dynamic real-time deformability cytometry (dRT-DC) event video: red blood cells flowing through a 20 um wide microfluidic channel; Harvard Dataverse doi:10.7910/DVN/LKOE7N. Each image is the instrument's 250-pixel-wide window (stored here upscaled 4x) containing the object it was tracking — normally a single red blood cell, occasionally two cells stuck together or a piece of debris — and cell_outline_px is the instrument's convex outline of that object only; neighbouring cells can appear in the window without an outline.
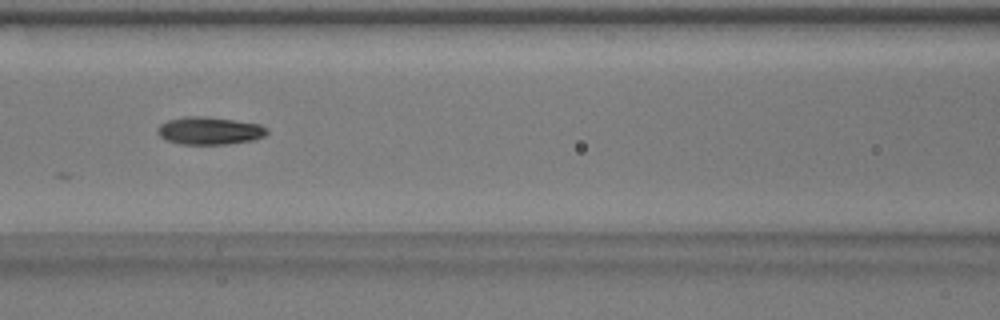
{"species": "common noctule bat (a hibernating species)", "species_latin": "Nyctalus noctula", "temperature_condition": "warm", "stored_images_in_passage": 34, "camera_frame_rate_fps": 3000, "um_per_image_px": 0.085, "animal": {"sex": "male", "body_mass_g": 17.9}, "frame": {"image": 1, "passage_image": 7, "time_ms": 2.0, "image_size_px": [1000, 320], "cell_outline_px": [[268, 132], [264, 136], [256, 140], [228, 144], [180, 144], [164, 140], [156, 132], [156, 128], [160, 124], [168, 120], [184, 116], [204, 116], [260, 124], [268, 128]], "centroid_in_image_um": [17.79, 11.12], "position_along_channel_um": 148.8, "area_um2": 17.86}}
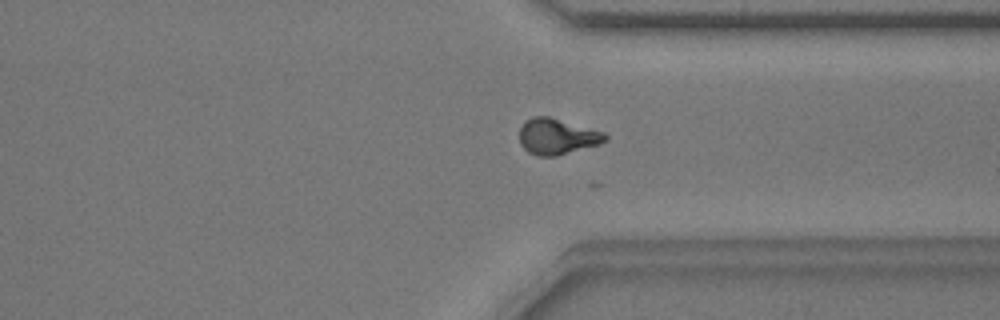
{"frame": {"image": 2, "passage_image": 24, "time_ms": 7.667, "image_size_px": [1000, 320], "cell_outline_px": [[608, 140], [600, 144], [556, 156], [536, 156], [528, 152], [520, 144], [520, 128], [524, 120], [532, 116], [548, 116], [604, 132], [608, 136]], "centroid_in_image_um": [47.34, 11.6], "position_along_channel_um": 364.1, "area_um2": 18.03}}
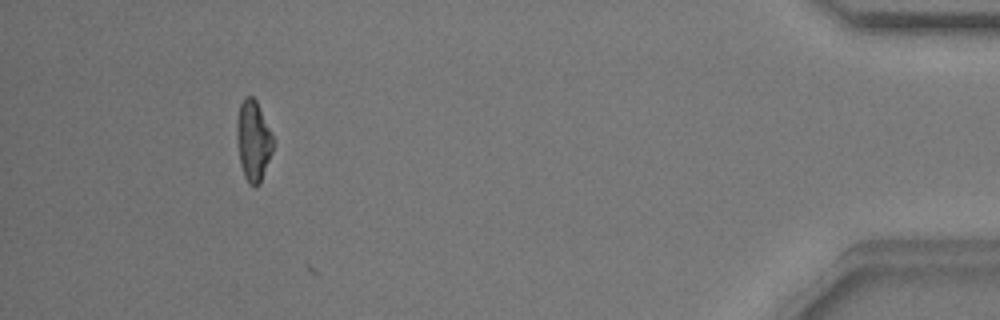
{"frame": {"image": 3, "passage_image": 33, "time_ms": 10.667, "image_size_px": [1000, 320], "cell_outline_px": [[272, 152], [260, 184], [256, 188], [248, 184], [244, 176], [240, 164], [236, 136], [236, 120], [240, 104], [244, 96], [252, 96], [256, 100], [272, 136]], "centroid_in_image_um": [21.49, 11.99], "position_along_channel_um": 413.7, "area_um2": 16.99}}